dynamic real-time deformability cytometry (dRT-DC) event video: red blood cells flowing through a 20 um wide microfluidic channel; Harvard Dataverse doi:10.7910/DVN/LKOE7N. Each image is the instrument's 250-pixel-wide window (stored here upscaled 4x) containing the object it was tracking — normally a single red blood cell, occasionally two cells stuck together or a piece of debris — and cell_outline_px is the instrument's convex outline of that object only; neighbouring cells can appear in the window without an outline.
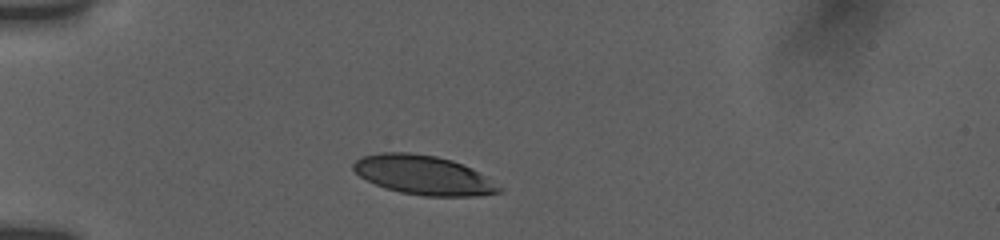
{"species": "human", "species_latin": "Homo sapiens", "temperature_condition": "room temperature", "stored_images_in_passage": 29, "camera_frame_rate_fps": 3000, "um_per_image_px": 0.085, "donor": {"sex": "female"}, "frame": {"image": 1, "passage_image": 1, "time_ms": 0.0, "image_size_px": [1000, 240], "cell_outline_px": [[504, 188], [500, 192], [476, 196], [424, 196], [400, 192], [384, 188], [360, 176], [352, 168], [352, 164], [356, 160], [364, 156], [380, 152], [408, 152], [436, 156], [452, 160], [472, 168]], "centroid_in_image_um": [36.0, 14.88], "position_along_channel_um": 49.0, "area_um2": 33.23}}
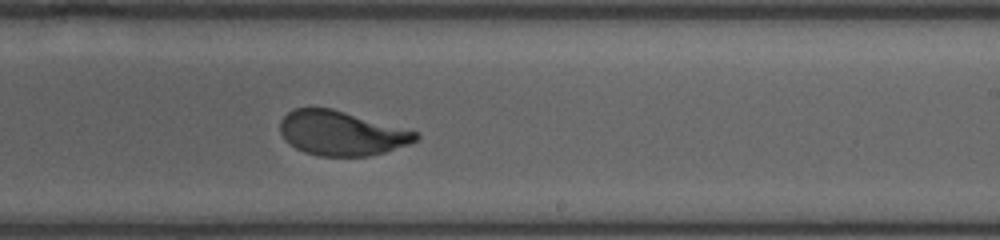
{"frame": {"image": 2, "passage_image": 16, "time_ms": 6.333, "image_size_px": [1000, 240], "cell_outline_px": [[420, 136], [416, 140], [408, 144], [384, 152], [368, 156], [320, 156], [304, 152], [296, 148], [284, 140], [280, 132], [280, 120], [292, 108], [332, 108], [420, 132]], "centroid_in_image_um": [29.01, 11.32], "position_along_channel_um": 260.0, "area_um2": 35.26}}
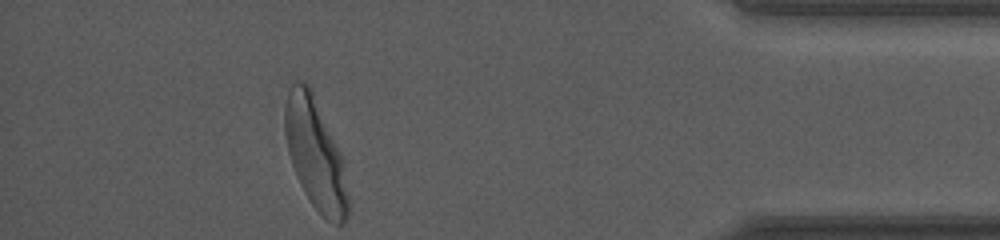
{"frame": {"image": 3, "passage_image": 29, "time_ms": 11.333, "image_size_px": [1000, 240], "cell_outline_px": [[348, 216], [340, 224], [336, 224], [328, 220], [312, 204], [304, 192], [296, 176], [288, 152], [284, 128], [284, 108], [288, 92], [292, 84], [296, 80], [300, 80], [308, 84], [312, 88], [344, 160], [348, 196]], "centroid_in_image_um": [26.8, 13.04], "position_along_channel_um": 408.4, "area_um2": 40.98}, "authors_computed_cell_mechanics": {"area_um2": 35.9516, "velocity_mm_per_s": 3.7698, "shape_relaxation_time_tau1_ms": 3.1518, "shape_relaxation_time_tau2_ms": null, "deformation_change_tau1": 0.161, "deformation_change_tau2": null}}